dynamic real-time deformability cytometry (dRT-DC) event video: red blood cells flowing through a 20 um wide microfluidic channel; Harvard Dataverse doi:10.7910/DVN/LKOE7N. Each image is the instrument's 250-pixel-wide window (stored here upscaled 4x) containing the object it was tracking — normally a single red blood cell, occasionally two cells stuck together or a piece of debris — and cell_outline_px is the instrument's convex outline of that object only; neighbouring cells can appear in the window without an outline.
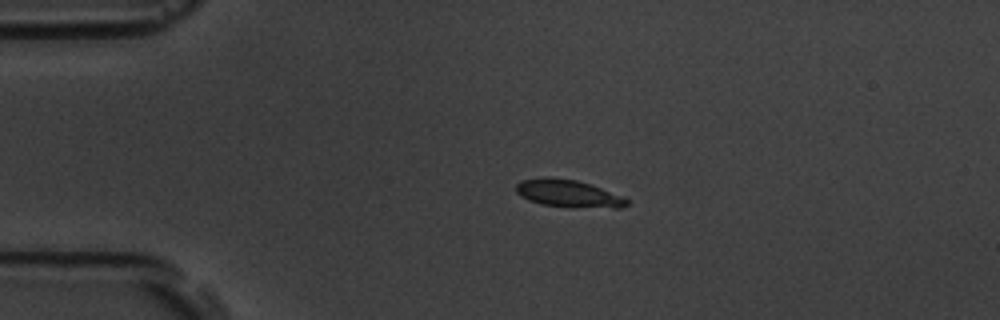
{"species": "common noctule bat (a hibernating species)", "species_latin": "Nyctalus noctula", "temperature_condition": "room temperature", "stored_images_in_passage": 44, "camera_frame_rate_fps": 3000, "um_per_image_px": 0.085, "animal": {"sex": "male", "body_mass_g": 19.5, "forearm_length_mm": 54.6}, "frame": {"image": 1, "passage_image": 1, "time_ms": 0.0, "image_size_px": [1000, 320], "cell_outline_px": [[628, 204], [620, 208], [572, 208], [540, 204], [528, 200], [520, 196], [516, 192], [516, 184], [520, 180], [548, 176], [576, 180], [624, 196], [628, 200]], "centroid_in_image_um": [48.29, 16.46], "position_along_channel_um": 36.7, "area_um2": 18.03}}